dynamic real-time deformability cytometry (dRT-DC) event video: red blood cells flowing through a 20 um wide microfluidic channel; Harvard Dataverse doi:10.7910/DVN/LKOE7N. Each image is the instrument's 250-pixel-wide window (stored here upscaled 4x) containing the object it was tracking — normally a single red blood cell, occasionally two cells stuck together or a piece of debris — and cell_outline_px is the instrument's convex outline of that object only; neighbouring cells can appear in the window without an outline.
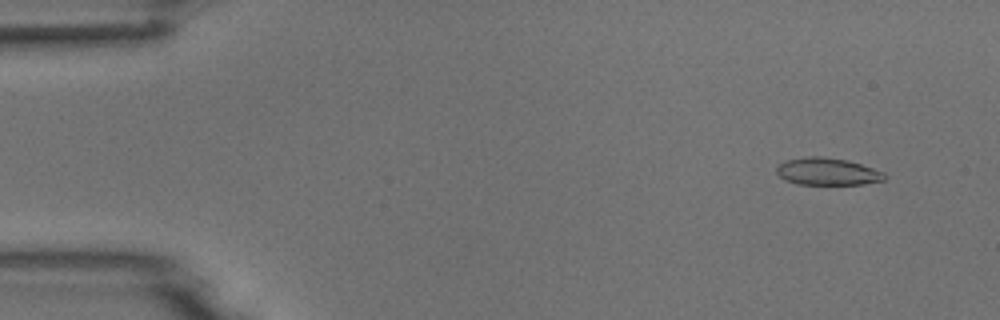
{"species": "common noctule bat (a hibernating species)", "species_latin": "Nyctalus noctula", "temperature_condition": "room temperature", "stored_images_in_passage": 4, "camera_frame_rate_fps": 3000, "um_per_image_px": 0.085, "animal": {"sex": "male", "body_mass_g": 18.8}, "frame": {"image": 1, "passage_image": 2, "time_ms": 0.333, "image_size_px": [1000, 320], "cell_outline_px": [[888, 176], [884, 180], [864, 184], [800, 184], [784, 180], [776, 172], [776, 168], [780, 164], [788, 160], [808, 156], [820, 156], [848, 160], [884, 172]], "centroid_in_image_um": [70.35, 14.58], "position_along_channel_um": 14.6, "area_um2": 17.05}}